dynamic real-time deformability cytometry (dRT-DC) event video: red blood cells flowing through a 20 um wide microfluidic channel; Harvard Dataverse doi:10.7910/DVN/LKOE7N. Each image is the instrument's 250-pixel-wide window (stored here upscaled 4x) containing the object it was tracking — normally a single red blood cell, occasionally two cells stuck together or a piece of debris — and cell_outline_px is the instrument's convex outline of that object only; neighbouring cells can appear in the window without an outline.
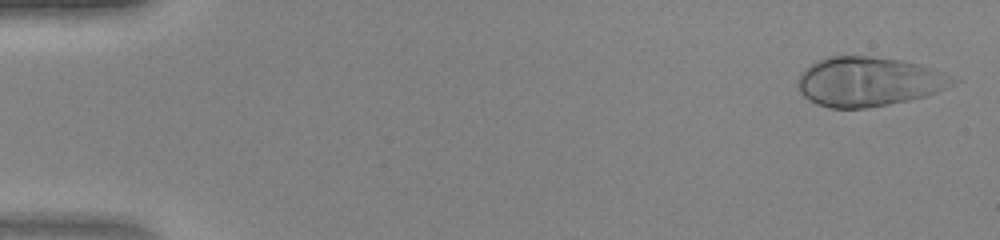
{"species": "human", "species_latin": "Homo sapiens", "temperature_condition": "warm", "stored_images_in_passage": 46, "camera_frame_rate_fps": 3000, "um_per_image_px": 0.085, "donor": {"sex": "female"}, "frame": {"image": 1, "passage_image": 1, "time_ms": 0.0, "image_size_px": [1000, 240], "cell_outline_px": [[960, 80], [940, 92], [908, 100], [888, 104], [864, 108], [828, 108], [816, 104], [808, 100], [800, 92], [796, 84], [796, 80], [816, 60], [828, 56], [872, 56], [904, 60], [920, 64], [932, 68]], "centroid_in_image_um": [73.84, 6.93], "position_along_channel_um": 11.2, "area_um2": 44.8}}
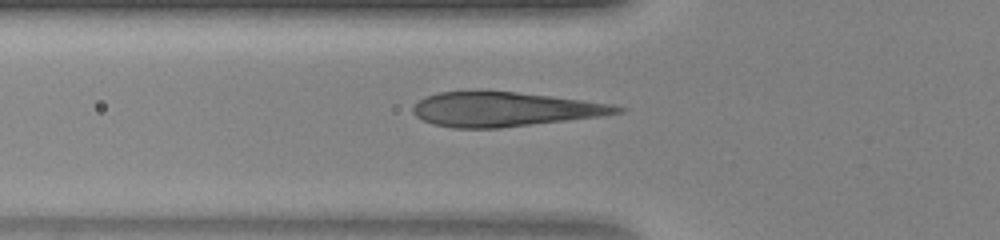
{"frame": {"image": 2, "passage_image": 16, "time_ms": 5.0, "image_size_px": [1000, 240], "cell_outline_px": [[628, 108], [624, 112], [600, 116], [500, 128], [452, 128], [432, 124], [416, 116], [412, 112], [412, 108], [424, 96], [440, 92], [516, 92], [584, 100], [612, 104]], "centroid_in_image_um": [42.9, 9.3], "position_along_channel_um": 82.9, "area_um2": 40.58}}
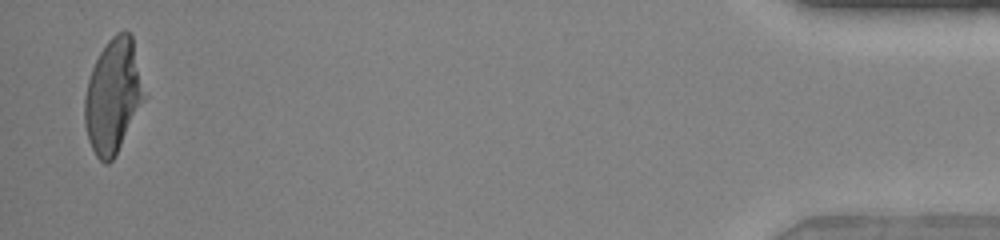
{"frame": {"image": 3, "passage_image": 45, "time_ms": 14.667, "image_size_px": [1000, 240], "cell_outline_px": [[148, 96], [116, 156], [108, 164], [104, 164], [96, 156], [88, 140], [84, 124], [84, 96], [88, 80], [92, 68], [100, 52], [108, 40], [116, 32], [124, 28], [132, 36]], "centroid_in_image_um": [9.65, 8.17], "position_along_channel_um": 425.6, "area_um2": 40.63}}